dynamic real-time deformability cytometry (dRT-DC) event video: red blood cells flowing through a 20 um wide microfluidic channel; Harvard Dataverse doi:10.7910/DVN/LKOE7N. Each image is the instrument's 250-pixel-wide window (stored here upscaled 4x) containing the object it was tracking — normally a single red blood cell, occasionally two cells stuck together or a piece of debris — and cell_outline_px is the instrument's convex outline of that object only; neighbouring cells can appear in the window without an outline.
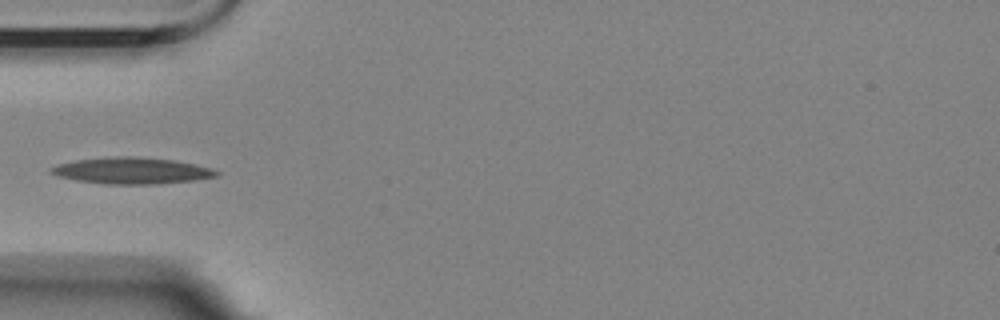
{"species": "Egyptian fruit bat (a non-hibernating species)", "species_latin": "Rousettus aegyptiacus", "temperature_condition": "room temperature", "stored_images_in_passage": 4, "camera_frame_rate_fps": 3000, "um_per_image_px": 0.085, "animal": {"sex": "female"}, "frame": {"image": 1, "passage_image": 4, "time_ms": 3.333, "image_size_px": [1000, 320], "cell_outline_px": [[220, 172], [216, 176], [196, 180], [160, 184], [104, 184], [76, 180], [60, 176], [48, 172], [52, 168], [60, 164], [76, 160], [112, 156], [136, 156], [172, 160], [212, 168]], "centroid_in_image_um": [11.22, 14.51], "position_along_channel_um": 73.8, "area_um2": 25.32}}